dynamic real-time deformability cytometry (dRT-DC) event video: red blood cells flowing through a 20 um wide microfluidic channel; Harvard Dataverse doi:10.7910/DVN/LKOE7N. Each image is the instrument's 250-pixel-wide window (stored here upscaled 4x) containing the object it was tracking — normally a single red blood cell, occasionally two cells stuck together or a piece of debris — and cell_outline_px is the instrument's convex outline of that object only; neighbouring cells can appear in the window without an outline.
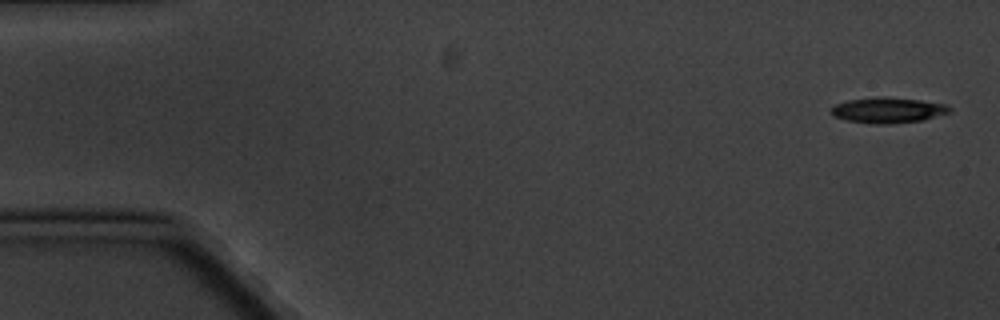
{"species": "common noctule bat (a hibernating species)", "species_latin": "Nyctalus noctula", "temperature_condition": "cold", "stored_images_in_passage": 5, "camera_frame_rate_fps": 3000, "um_per_image_px": 0.085, "animal": {"sex": "male", "body_mass_g": 20.1, "forearm_length_mm": 53.5}, "frame": {"image": 1, "passage_image": 1, "time_ms": 0.0, "image_size_px": [1000, 320], "cell_outline_px": [[952, 112], [924, 120], [884, 124], [876, 124], [848, 120], [832, 116], [832, 108], [836, 104], [848, 100], [880, 96], [884, 96], [920, 100], [944, 104], [952, 108]], "centroid_in_image_um": [75.51, 9.36], "position_along_channel_um": 9.5, "area_um2": 17.57}}
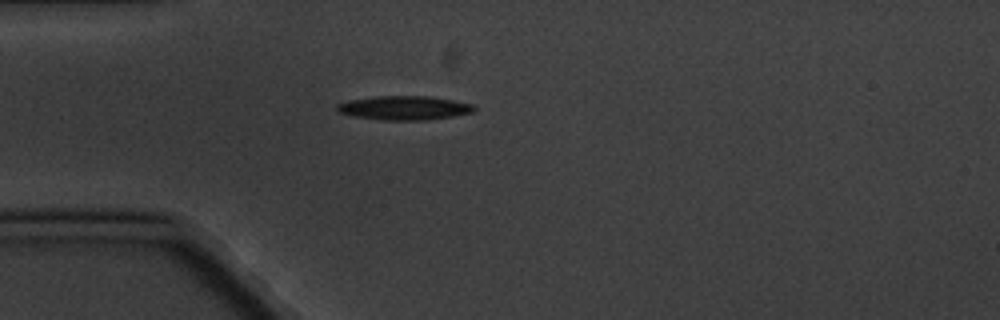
{"frame": {"image": 2, "passage_image": 5, "time_ms": 4.667, "image_size_px": [1000, 320], "cell_outline_px": [[476, 108], [472, 112], [452, 116], [428, 120], [380, 120], [356, 116], [336, 112], [336, 104], [348, 100], [376, 96], [428, 96], [452, 100], [472, 104]], "centroid_in_image_um": [34.32, 9.17], "position_along_channel_um": 50.7, "area_um2": 19.13}}